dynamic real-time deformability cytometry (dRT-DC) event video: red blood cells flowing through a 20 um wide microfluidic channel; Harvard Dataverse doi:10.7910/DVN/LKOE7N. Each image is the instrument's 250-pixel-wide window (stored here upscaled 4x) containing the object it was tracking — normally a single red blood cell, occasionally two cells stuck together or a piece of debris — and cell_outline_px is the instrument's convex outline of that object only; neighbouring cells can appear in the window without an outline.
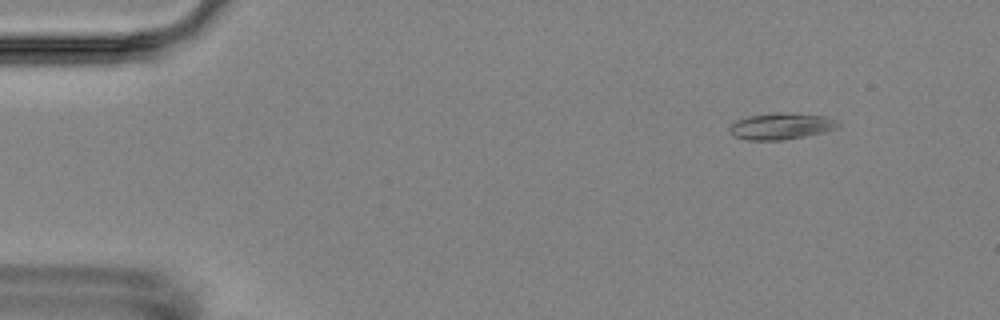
{"species": "Egyptian fruit bat (a non-hibernating species)", "species_latin": "Rousettus aegyptiacus", "temperature_condition": "room temperature", "stored_images_in_passage": 7, "camera_frame_rate_fps": 3000, "um_per_image_px": 0.085, "animal": {"sex": "female"}, "frame": {"image": 1, "passage_image": 2, "time_ms": 1.333, "image_size_px": [1000, 320], "cell_outline_px": [[840, 124], [836, 128], [824, 132], [784, 140], [748, 140], [732, 136], [728, 128], [736, 120], [748, 116], [776, 112], [780, 112], [828, 116], [836, 120]], "centroid_in_image_um": [66.38, 10.72], "position_along_channel_um": 18.6, "area_um2": 16.82}}
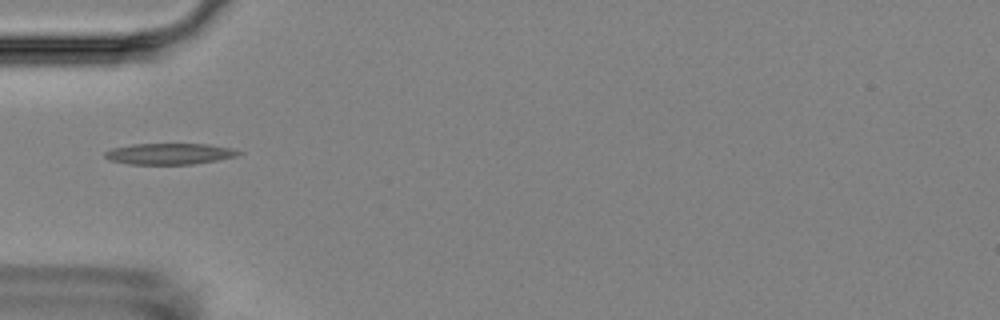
{"frame": {"image": 2, "passage_image": 5, "time_ms": 5.333, "image_size_px": [1000, 320], "cell_outline_px": [[244, 152], [236, 156], [216, 160], [192, 164], [128, 164], [108, 160], [104, 156], [104, 152], [112, 148], [132, 144], [208, 144], [232, 148]], "centroid_in_image_um": [14.38, 13.07], "position_along_channel_um": 70.6, "area_um2": 16.47}}
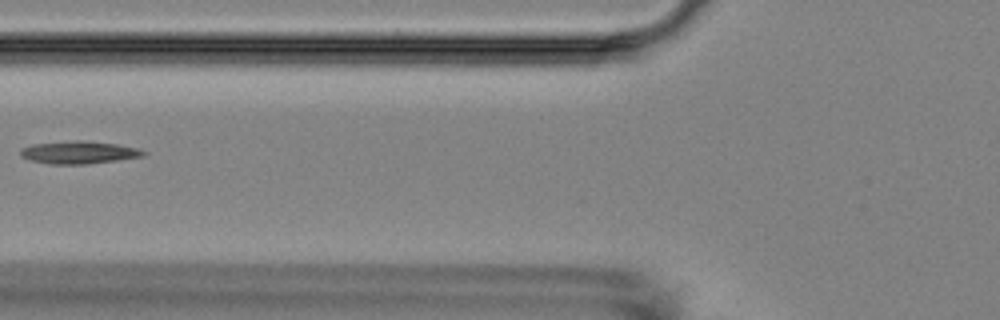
{"frame": {"image": 3, "passage_image": 6, "time_ms": 6.667, "image_size_px": [1000, 320], "cell_outline_px": [[148, 152], [144, 156], [116, 160], [84, 164], [52, 164], [28, 160], [20, 156], [20, 148], [32, 144], [76, 140], [80, 140], [116, 144], [136, 148]], "centroid_in_image_um": [6.65, 12.95], "position_along_channel_um": 119.1, "area_um2": 16.13}}